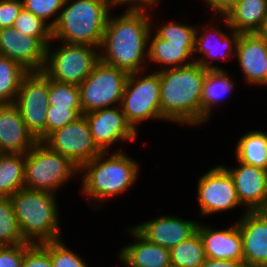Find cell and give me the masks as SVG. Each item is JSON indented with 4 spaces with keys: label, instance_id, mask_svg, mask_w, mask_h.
Masks as SVG:
<instances>
[{
    "label": "cell",
    "instance_id": "obj_1",
    "mask_svg": "<svg viewBox=\"0 0 267 267\" xmlns=\"http://www.w3.org/2000/svg\"><path fill=\"white\" fill-rule=\"evenodd\" d=\"M107 20L99 60L129 73L148 70L150 11L124 10Z\"/></svg>",
    "mask_w": 267,
    "mask_h": 267
},
{
    "label": "cell",
    "instance_id": "obj_2",
    "mask_svg": "<svg viewBox=\"0 0 267 267\" xmlns=\"http://www.w3.org/2000/svg\"><path fill=\"white\" fill-rule=\"evenodd\" d=\"M140 172L138 161L125 150L101 152L79 168V190L86 197L87 204L99 210L104 200L107 202L110 198H117L133 188Z\"/></svg>",
    "mask_w": 267,
    "mask_h": 267
},
{
    "label": "cell",
    "instance_id": "obj_3",
    "mask_svg": "<svg viewBox=\"0 0 267 267\" xmlns=\"http://www.w3.org/2000/svg\"><path fill=\"white\" fill-rule=\"evenodd\" d=\"M207 71L197 62L159 71L160 107L165 123L201 127V96Z\"/></svg>",
    "mask_w": 267,
    "mask_h": 267
},
{
    "label": "cell",
    "instance_id": "obj_4",
    "mask_svg": "<svg viewBox=\"0 0 267 267\" xmlns=\"http://www.w3.org/2000/svg\"><path fill=\"white\" fill-rule=\"evenodd\" d=\"M57 193L20 189L10 197L23 239L31 244L61 239ZM59 208V209H58Z\"/></svg>",
    "mask_w": 267,
    "mask_h": 267
},
{
    "label": "cell",
    "instance_id": "obj_5",
    "mask_svg": "<svg viewBox=\"0 0 267 267\" xmlns=\"http://www.w3.org/2000/svg\"><path fill=\"white\" fill-rule=\"evenodd\" d=\"M112 9L109 0H65L52 27V38L99 48Z\"/></svg>",
    "mask_w": 267,
    "mask_h": 267
},
{
    "label": "cell",
    "instance_id": "obj_6",
    "mask_svg": "<svg viewBox=\"0 0 267 267\" xmlns=\"http://www.w3.org/2000/svg\"><path fill=\"white\" fill-rule=\"evenodd\" d=\"M153 17L154 12L151 11L152 31L148 37V70L154 64L157 68L154 71L159 72L193 63L197 25L176 20L165 21L159 25V22L155 24L157 19Z\"/></svg>",
    "mask_w": 267,
    "mask_h": 267
},
{
    "label": "cell",
    "instance_id": "obj_7",
    "mask_svg": "<svg viewBox=\"0 0 267 267\" xmlns=\"http://www.w3.org/2000/svg\"><path fill=\"white\" fill-rule=\"evenodd\" d=\"M79 175V167L69 158L51 150L42 141L25 153L24 187L29 190L59 193ZM61 188V189H60Z\"/></svg>",
    "mask_w": 267,
    "mask_h": 267
},
{
    "label": "cell",
    "instance_id": "obj_8",
    "mask_svg": "<svg viewBox=\"0 0 267 267\" xmlns=\"http://www.w3.org/2000/svg\"><path fill=\"white\" fill-rule=\"evenodd\" d=\"M160 96L159 72L144 70L128 74L120 108L138 134L139 125L143 122H165L161 114Z\"/></svg>",
    "mask_w": 267,
    "mask_h": 267
},
{
    "label": "cell",
    "instance_id": "obj_9",
    "mask_svg": "<svg viewBox=\"0 0 267 267\" xmlns=\"http://www.w3.org/2000/svg\"><path fill=\"white\" fill-rule=\"evenodd\" d=\"M56 42L52 39L46 47L42 72L49 79L79 86L99 61V48L85 44Z\"/></svg>",
    "mask_w": 267,
    "mask_h": 267
},
{
    "label": "cell",
    "instance_id": "obj_10",
    "mask_svg": "<svg viewBox=\"0 0 267 267\" xmlns=\"http://www.w3.org/2000/svg\"><path fill=\"white\" fill-rule=\"evenodd\" d=\"M128 73L99 60L79 85L83 114L120 106Z\"/></svg>",
    "mask_w": 267,
    "mask_h": 267
},
{
    "label": "cell",
    "instance_id": "obj_11",
    "mask_svg": "<svg viewBox=\"0 0 267 267\" xmlns=\"http://www.w3.org/2000/svg\"><path fill=\"white\" fill-rule=\"evenodd\" d=\"M213 18L214 20H212ZM212 19L206 24L207 26L205 24L196 26L194 62L207 70H224L220 64L214 61L235 59L236 45L241 33L232 30L224 17L213 16ZM199 53L200 57H197Z\"/></svg>",
    "mask_w": 267,
    "mask_h": 267
},
{
    "label": "cell",
    "instance_id": "obj_12",
    "mask_svg": "<svg viewBox=\"0 0 267 267\" xmlns=\"http://www.w3.org/2000/svg\"><path fill=\"white\" fill-rule=\"evenodd\" d=\"M197 203L200 217L237 209L247 210L238 200L232 176L222 164H216L197 179Z\"/></svg>",
    "mask_w": 267,
    "mask_h": 267
},
{
    "label": "cell",
    "instance_id": "obj_13",
    "mask_svg": "<svg viewBox=\"0 0 267 267\" xmlns=\"http://www.w3.org/2000/svg\"><path fill=\"white\" fill-rule=\"evenodd\" d=\"M48 101L49 78L43 72H28L22 78L14 104L18 107L27 130L37 141L46 138Z\"/></svg>",
    "mask_w": 267,
    "mask_h": 267
},
{
    "label": "cell",
    "instance_id": "obj_14",
    "mask_svg": "<svg viewBox=\"0 0 267 267\" xmlns=\"http://www.w3.org/2000/svg\"><path fill=\"white\" fill-rule=\"evenodd\" d=\"M83 115L88 122L92 139L101 152L123 151L125 148L113 147L122 142H134L139 136L128 123L120 106L103 108Z\"/></svg>",
    "mask_w": 267,
    "mask_h": 267
},
{
    "label": "cell",
    "instance_id": "obj_15",
    "mask_svg": "<svg viewBox=\"0 0 267 267\" xmlns=\"http://www.w3.org/2000/svg\"><path fill=\"white\" fill-rule=\"evenodd\" d=\"M42 142L51 150L69 158L79 168L101 153L92 139L84 115L51 132Z\"/></svg>",
    "mask_w": 267,
    "mask_h": 267
},
{
    "label": "cell",
    "instance_id": "obj_16",
    "mask_svg": "<svg viewBox=\"0 0 267 267\" xmlns=\"http://www.w3.org/2000/svg\"><path fill=\"white\" fill-rule=\"evenodd\" d=\"M198 221L162 214L134 225V229L151 243L172 249L197 231Z\"/></svg>",
    "mask_w": 267,
    "mask_h": 267
},
{
    "label": "cell",
    "instance_id": "obj_17",
    "mask_svg": "<svg viewBox=\"0 0 267 267\" xmlns=\"http://www.w3.org/2000/svg\"><path fill=\"white\" fill-rule=\"evenodd\" d=\"M235 60L247 86L267 87V43L257 33H241Z\"/></svg>",
    "mask_w": 267,
    "mask_h": 267
},
{
    "label": "cell",
    "instance_id": "obj_18",
    "mask_svg": "<svg viewBox=\"0 0 267 267\" xmlns=\"http://www.w3.org/2000/svg\"><path fill=\"white\" fill-rule=\"evenodd\" d=\"M0 55L18 62L28 72H42L46 47L13 27L0 29Z\"/></svg>",
    "mask_w": 267,
    "mask_h": 267
},
{
    "label": "cell",
    "instance_id": "obj_19",
    "mask_svg": "<svg viewBox=\"0 0 267 267\" xmlns=\"http://www.w3.org/2000/svg\"><path fill=\"white\" fill-rule=\"evenodd\" d=\"M236 162L231 168L222 165L232 176L238 200L247 211L261 210L267 199V170Z\"/></svg>",
    "mask_w": 267,
    "mask_h": 267
},
{
    "label": "cell",
    "instance_id": "obj_20",
    "mask_svg": "<svg viewBox=\"0 0 267 267\" xmlns=\"http://www.w3.org/2000/svg\"><path fill=\"white\" fill-rule=\"evenodd\" d=\"M242 216V217H241ZM237 219L246 267L267 265V214L247 211Z\"/></svg>",
    "mask_w": 267,
    "mask_h": 267
},
{
    "label": "cell",
    "instance_id": "obj_21",
    "mask_svg": "<svg viewBox=\"0 0 267 267\" xmlns=\"http://www.w3.org/2000/svg\"><path fill=\"white\" fill-rule=\"evenodd\" d=\"M126 232L133 240L115 254L117 262L124 267H171L170 250L154 244L141 236L133 225Z\"/></svg>",
    "mask_w": 267,
    "mask_h": 267
},
{
    "label": "cell",
    "instance_id": "obj_22",
    "mask_svg": "<svg viewBox=\"0 0 267 267\" xmlns=\"http://www.w3.org/2000/svg\"><path fill=\"white\" fill-rule=\"evenodd\" d=\"M197 231L203 241L207 258L244 261L242 237L236 221L222 229L200 221Z\"/></svg>",
    "mask_w": 267,
    "mask_h": 267
},
{
    "label": "cell",
    "instance_id": "obj_23",
    "mask_svg": "<svg viewBox=\"0 0 267 267\" xmlns=\"http://www.w3.org/2000/svg\"><path fill=\"white\" fill-rule=\"evenodd\" d=\"M37 140L27 130L18 107L0 104V153H27Z\"/></svg>",
    "mask_w": 267,
    "mask_h": 267
},
{
    "label": "cell",
    "instance_id": "obj_24",
    "mask_svg": "<svg viewBox=\"0 0 267 267\" xmlns=\"http://www.w3.org/2000/svg\"><path fill=\"white\" fill-rule=\"evenodd\" d=\"M229 74L232 75L226 68L207 71L201 96V127L210 122L213 110L223 105L235 90L237 80Z\"/></svg>",
    "mask_w": 267,
    "mask_h": 267
},
{
    "label": "cell",
    "instance_id": "obj_25",
    "mask_svg": "<svg viewBox=\"0 0 267 267\" xmlns=\"http://www.w3.org/2000/svg\"><path fill=\"white\" fill-rule=\"evenodd\" d=\"M267 17V0H239L224 18L240 33H257Z\"/></svg>",
    "mask_w": 267,
    "mask_h": 267
},
{
    "label": "cell",
    "instance_id": "obj_26",
    "mask_svg": "<svg viewBox=\"0 0 267 267\" xmlns=\"http://www.w3.org/2000/svg\"><path fill=\"white\" fill-rule=\"evenodd\" d=\"M235 159L243 164L267 170V132L261 129L241 134L235 144Z\"/></svg>",
    "mask_w": 267,
    "mask_h": 267
},
{
    "label": "cell",
    "instance_id": "obj_27",
    "mask_svg": "<svg viewBox=\"0 0 267 267\" xmlns=\"http://www.w3.org/2000/svg\"><path fill=\"white\" fill-rule=\"evenodd\" d=\"M25 154L0 153V197H11L24 187Z\"/></svg>",
    "mask_w": 267,
    "mask_h": 267
},
{
    "label": "cell",
    "instance_id": "obj_28",
    "mask_svg": "<svg viewBox=\"0 0 267 267\" xmlns=\"http://www.w3.org/2000/svg\"><path fill=\"white\" fill-rule=\"evenodd\" d=\"M170 257L172 267H200L207 257L199 232L170 249Z\"/></svg>",
    "mask_w": 267,
    "mask_h": 267
},
{
    "label": "cell",
    "instance_id": "obj_29",
    "mask_svg": "<svg viewBox=\"0 0 267 267\" xmlns=\"http://www.w3.org/2000/svg\"><path fill=\"white\" fill-rule=\"evenodd\" d=\"M27 73L18 62L0 55V104L15 102L22 78Z\"/></svg>",
    "mask_w": 267,
    "mask_h": 267
},
{
    "label": "cell",
    "instance_id": "obj_30",
    "mask_svg": "<svg viewBox=\"0 0 267 267\" xmlns=\"http://www.w3.org/2000/svg\"><path fill=\"white\" fill-rule=\"evenodd\" d=\"M27 243L20 231L10 197H0V246Z\"/></svg>",
    "mask_w": 267,
    "mask_h": 267
},
{
    "label": "cell",
    "instance_id": "obj_31",
    "mask_svg": "<svg viewBox=\"0 0 267 267\" xmlns=\"http://www.w3.org/2000/svg\"><path fill=\"white\" fill-rule=\"evenodd\" d=\"M13 28L27 36L36 37L45 47H47L53 39L52 27L43 19L34 16L24 8L19 12Z\"/></svg>",
    "mask_w": 267,
    "mask_h": 267
},
{
    "label": "cell",
    "instance_id": "obj_32",
    "mask_svg": "<svg viewBox=\"0 0 267 267\" xmlns=\"http://www.w3.org/2000/svg\"><path fill=\"white\" fill-rule=\"evenodd\" d=\"M61 239L41 243V245L49 252L52 267H89L84 261L80 253L73 251ZM69 247V248H68Z\"/></svg>",
    "mask_w": 267,
    "mask_h": 267
},
{
    "label": "cell",
    "instance_id": "obj_33",
    "mask_svg": "<svg viewBox=\"0 0 267 267\" xmlns=\"http://www.w3.org/2000/svg\"><path fill=\"white\" fill-rule=\"evenodd\" d=\"M49 106L82 108L79 86L49 79Z\"/></svg>",
    "mask_w": 267,
    "mask_h": 267
},
{
    "label": "cell",
    "instance_id": "obj_34",
    "mask_svg": "<svg viewBox=\"0 0 267 267\" xmlns=\"http://www.w3.org/2000/svg\"><path fill=\"white\" fill-rule=\"evenodd\" d=\"M23 8L51 27L56 23L65 0H22Z\"/></svg>",
    "mask_w": 267,
    "mask_h": 267
},
{
    "label": "cell",
    "instance_id": "obj_35",
    "mask_svg": "<svg viewBox=\"0 0 267 267\" xmlns=\"http://www.w3.org/2000/svg\"><path fill=\"white\" fill-rule=\"evenodd\" d=\"M83 115L82 108L49 106L46 119V137L57 129L75 121Z\"/></svg>",
    "mask_w": 267,
    "mask_h": 267
},
{
    "label": "cell",
    "instance_id": "obj_36",
    "mask_svg": "<svg viewBox=\"0 0 267 267\" xmlns=\"http://www.w3.org/2000/svg\"><path fill=\"white\" fill-rule=\"evenodd\" d=\"M22 267H52L49 252L41 244L25 243Z\"/></svg>",
    "mask_w": 267,
    "mask_h": 267
},
{
    "label": "cell",
    "instance_id": "obj_37",
    "mask_svg": "<svg viewBox=\"0 0 267 267\" xmlns=\"http://www.w3.org/2000/svg\"><path fill=\"white\" fill-rule=\"evenodd\" d=\"M25 243L0 246V267H22Z\"/></svg>",
    "mask_w": 267,
    "mask_h": 267
},
{
    "label": "cell",
    "instance_id": "obj_38",
    "mask_svg": "<svg viewBox=\"0 0 267 267\" xmlns=\"http://www.w3.org/2000/svg\"><path fill=\"white\" fill-rule=\"evenodd\" d=\"M22 8V0H0V29L13 27Z\"/></svg>",
    "mask_w": 267,
    "mask_h": 267
},
{
    "label": "cell",
    "instance_id": "obj_39",
    "mask_svg": "<svg viewBox=\"0 0 267 267\" xmlns=\"http://www.w3.org/2000/svg\"><path fill=\"white\" fill-rule=\"evenodd\" d=\"M109 1L111 2L113 10L121 6L120 8L121 9L126 8L125 10L151 12L158 5H160L161 4L160 2L163 0H109Z\"/></svg>",
    "mask_w": 267,
    "mask_h": 267
},
{
    "label": "cell",
    "instance_id": "obj_40",
    "mask_svg": "<svg viewBox=\"0 0 267 267\" xmlns=\"http://www.w3.org/2000/svg\"><path fill=\"white\" fill-rule=\"evenodd\" d=\"M202 1V0H201ZM239 0H203L205 8L211 10L215 17H224Z\"/></svg>",
    "mask_w": 267,
    "mask_h": 267
},
{
    "label": "cell",
    "instance_id": "obj_41",
    "mask_svg": "<svg viewBox=\"0 0 267 267\" xmlns=\"http://www.w3.org/2000/svg\"><path fill=\"white\" fill-rule=\"evenodd\" d=\"M200 267H246V265L244 261L206 258Z\"/></svg>",
    "mask_w": 267,
    "mask_h": 267
},
{
    "label": "cell",
    "instance_id": "obj_42",
    "mask_svg": "<svg viewBox=\"0 0 267 267\" xmlns=\"http://www.w3.org/2000/svg\"><path fill=\"white\" fill-rule=\"evenodd\" d=\"M257 34L267 43V17L262 28L257 32Z\"/></svg>",
    "mask_w": 267,
    "mask_h": 267
},
{
    "label": "cell",
    "instance_id": "obj_43",
    "mask_svg": "<svg viewBox=\"0 0 267 267\" xmlns=\"http://www.w3.org/2000/svg\"><path fill=\"white\" fill-rule=\"evenodd\" d=\"M260 211L267 214V199H266V202H265V204L263 205V207H262V209Z\"/></svg>",
    "mask_w": 267,
    "mask_h": 267
}]
</instances>
